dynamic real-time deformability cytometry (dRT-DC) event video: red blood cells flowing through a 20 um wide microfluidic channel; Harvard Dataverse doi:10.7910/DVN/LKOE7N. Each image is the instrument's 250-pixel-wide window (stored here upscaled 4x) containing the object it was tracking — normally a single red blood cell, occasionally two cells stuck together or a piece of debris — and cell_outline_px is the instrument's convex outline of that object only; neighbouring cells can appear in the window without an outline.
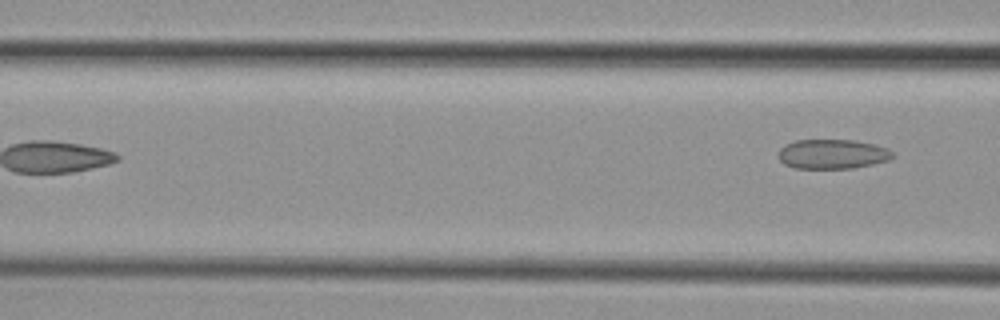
{"species": "common noctule bat (a hibernating species)", "species_latin": "Nyctalus noctula", "temperature_condition": "cold", "stored_images_in_passage": 6, "camera_frame_rate_fps": 3000, "um_per_image_px": 0.085, "animal": {"sex": "female", "body_mass_g": 29.2, "forearm_length_mm": 56.3}, "frame": {"image": 1, "passage_image": 6, "time_ms": 6.0, "image_size_px": [1000, 320], "cell_outline_px": [[896, 156], [888, 160], [872, 164], [852, 168], [796, 168], [784, 164], [780, 160], [780, 148], [784, 144], [796, 140], [856, 140], [876, 144], [888, 148]], "centroid_in_image_um": [70.79, 13.08], "position_along_channel_um": 95.8, "area_um2": 19.71}}